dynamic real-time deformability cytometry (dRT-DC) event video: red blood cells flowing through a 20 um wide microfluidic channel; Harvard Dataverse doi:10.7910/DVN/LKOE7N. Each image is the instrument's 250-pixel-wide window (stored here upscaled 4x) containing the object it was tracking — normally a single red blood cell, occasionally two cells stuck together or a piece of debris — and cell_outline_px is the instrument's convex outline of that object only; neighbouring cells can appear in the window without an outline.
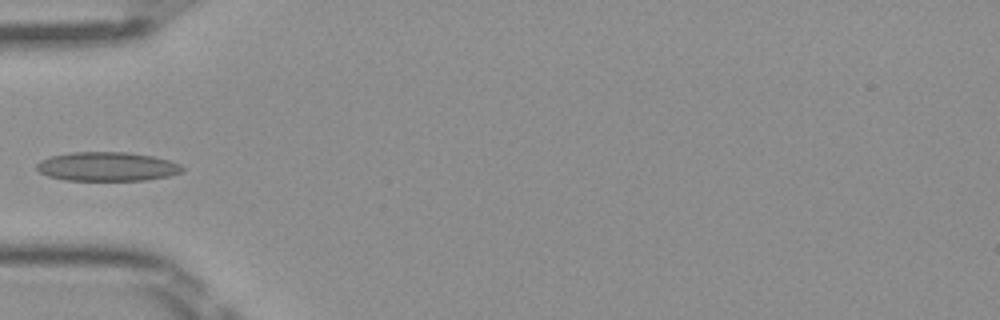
{"species": "Egyptian fruit bat (a non-hibernating species)", "species_latin": "Rousettus aegyptiacus", "temperature_condition": "room temperature", "stored_images_in_passage": 34, "camera_frame_rate_fps": 3000, "um_per_image_px": 0.085, "frame": {"image": 1, "passage_image": 1, "time_ms": 0.0, "image_size_px": [1000, 320], "cell_outline_px": [[184, 172], [168, 176], [144, 180], [64, 180], [48, 176], [40, 172], [36, 168], [36, 164], [40, 160], [52, 156], [72, 152], [128, 152], [152, 156], [168, 160], [180, 164], [184, 168]], "centroid_in_image_um": [9.11, 14.16], "position_along_channel_um": 75.9, "area_um2": 24.62}}
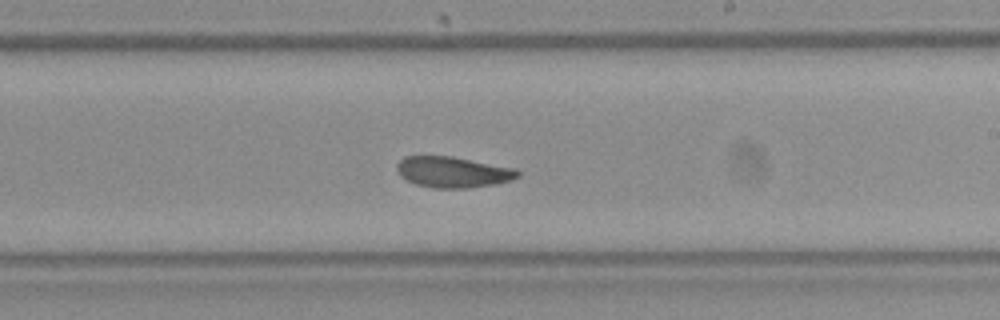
{"frame": {"image": 2, "passage_image": 14, "time_ms": 4.333, "image_size_px": [1000, 320], "cell_outline_px": [[520, 176], [512, 180], [496, 184], [468, 188], [432, 188], [416, 184], [400, 176], [396, 168], [396, 164], [404, 156], [452, 156], [516, 168], [520, 172]], "centroid_in_image_um": [38.52, 14.62], "position_along_channel_um": 250.5, "area_um2": 21.96}}
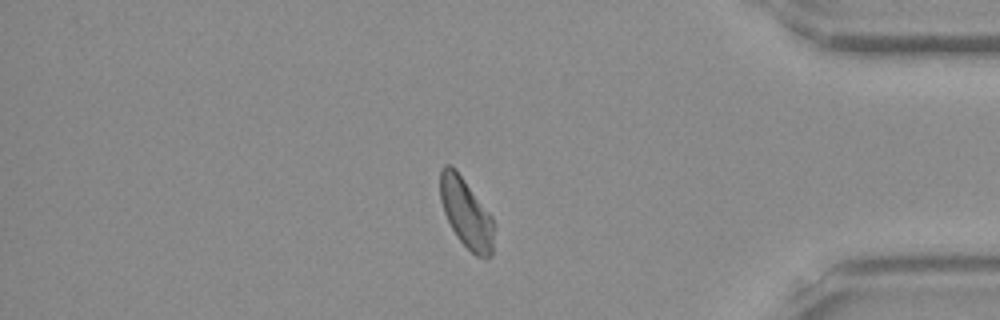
{"frame": {"image": 3, "passage_image": 27, "time_ms": 8.667, "image_size_px": [1000, 320], "cell_outline_px": [[496, 228], [492, 256], [484, 260], [476, 256], [456, 236], [444, 212], [440, 200], [440, 168], [444, 164], [448, 164], [464, 180], [492, 216], [496, 224]], "centroid_in_image_um": [39.67, 18.18], "position_along_channel_um": 395.5, "area_um2": 21.91}}